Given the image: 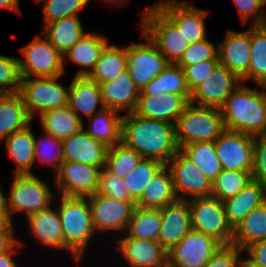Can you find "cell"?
<instances>
[{"mask_svg": "<svg viewBox=\"0 0 266 267\" xmlns=\"http://www.w3.org/2000/svg\"><path fill=\"white\" fill-rule=\"evenodd\" d=\"M63 141L64 161L103 168L108 147L90 136L84 128Z\"/></svg>", "mask_w": 266, "mask_h": 267, "instance_id": "24", "label": "cell"}, {"mask_svg": "<svg viewBox=\"0 0 266 267\" xmlns=\"http://www.w3.org/2000/svg\"><path fill=\"white\" fill-rule=\"evenodd\" d=\"M14 224V221L8 210L7 196L3 194L0 187V225Z\"/></svg>", "mask_w": 266, "mask_h": 267, "instance_id": "55", "label": "cell"}, {"mask_svg": "<svg viewBox=\"0 0 266 267\" xmlns=\"http://www.w3.org/2000/svg\"><path fill=\"white\" fill-rule=\"evenodd\" d=\"M179 151L211 182H213L223 170L217 157L214 142H196L180 147Z\"/></svg>", "mask_w": 266, "mask_h": 267, "instance_id": "38", "label": "cell"}, {"mask_svg": "<svg viewBox=\"0 0 266 267\" xmlns=\"http://www.w3.org/2000/svg\"><path fill=\"white\" fill-rule=\"evenodd\" d=\"M96 193L119 201L135 202L130 197L128 190L123 183V178L113 174L105 166L100 171L99 184Z\"/></svg>", "mask_w": 266, "mask_h": 267, "instance_id": "47", "label": "cell"}, {"mask_svg": "<svg viewBox=\"0 0 266 267\" xmlns=\"http://www.w3.org/2000/svg\"><path fill=\"white\" fill-rule=\"evenodd\" d=\"M221 246L215 238L192 229L167 252V264L204 267Z\"/></svg>", "mask_w": 266, "mask_h": 267, "instance_id": "11", "label": "cell"}, {"mask_svg": "<svg viewBox=\"0 0 266 267\" xmlns=\"http://www.w3.org/2000/svg\"><path fill=\"white\" fill-rule=\"evenodd\" d=\"M177 200L170 169L164 164L146 184L136 201V206L144 209H162Z\"/></svg>", "mask_w": 266, "mask_h": 267, "instance_id": "28", "label": "cell"}, {"mask_svg": "<svg viewBox=\"0 0 266 267\" xmlns=\"http://www.w3.org/2000/svg\"><path fill=\"white\" fill-rule=\"evenodd\" d=\"M7 198L8 210L12 217L23 213L27 218L40 210L54 205L55 194L49 185L34 174L14 175ZM53 204V205H52Z\"/></svg>", "mask_w": 266, "mask_h": 267, "instance_id": "7", "label": "cell"}, {"mask_svg": "<svg viewBox=\"0 0 266 267\" xmlns=\"http://www.w3.org/2000/svg\"><path fill=\"white\" fill-rule=\"evenodd\" d=\"M58 195L57 210L65 245L82 260L89 243L97 234L89 208L88 197Z\"/></svg>", "mask_w": 266, "mask_h": 267, "instance_id": "3", "label": "cell"}, {"mask_svg": "<svg viewBox=\"0 0 266 267\" xmlns=\"http://www.w3.org/2000/svg\"><path fill=\"white\" fill-rule=\"evenodd\" d=\"M57 77H26L21 79L18 94L30 117L34 120L48 110L62 108L68 105L69 86H63Z\"/></svg>", "mask_w": 266, "mask_h": 267, "instance_id": "6", "label": "cell"}, {"mask_svg": "<svg viewBox=\"0 0 266 267\" xmlns=\"http://www.w3.org/2000/svg\"><path fill=\"white\" fill-rule=\"evenodd\" d=\"M142 157L123 142L108 148L105 167L120 178L132 172Z\"/></svg>", "mask_w": 266, "mask_h": 267, "instance_id": "41", "label": "cell"}, {"mask_svg": "<svg viewBox=\"0 0 266 267\" xmlns=\"http://www.w3.org/2000/svg\"><path fill=\"white\" fill-rule=\"evenodd\" d=\"M68 106L81 120H83L81 114L90 118L102 110L104 104L99 84L89 77L73 76L70 82Z\"/></svg>", "mask_w": 266, "mask_h": 267, "instance_id": "26", "label": "cell"}, {"mask_svg": "<svg viewBox=\"0 0 266 267\" xmlns=\"http://www.w3.org/2000/svg\"><path fill=\"white\" fill-rule=\"evenodd\" d=\"M250 65L241 82L266 86V26L251 25Z\"/></svg>", "mask_w": 266, "mask_h": 267, "instance_id": "36", "label": "cell"}, {"mask_svg": "<svg viewBox=\"0 0 266 267\" xmlns=\"http://www.w3.org/2000/svg\"><path fill=\"white\" fill-rule=\"evenodd\" d=\"M161 227V209H144L135 206L125 236L157 240Z\"/></svg>", "mask_w": 266, "mask_h": 267, "instance_id": "39", "label": "cell"}, {"mask_svg": "<svg viewBox=\"0 0 266 267\" xmlns=\"http://www.w3.org/2000/svg\"><path fill=\"white\" fill-rule=\"evenodd\" d=\"M87 129L84 130L108 148L121 142L122 116L115 110L104 107L88 118Z\"/></svg>", "mask_w": 266, "mask_h": 267, "instance_id": "32", "label": "cell"}, {"mask_svg": "<svg viewBox=\"0 0 266 267\" xmlns=\"http://www.w3.org/2000/svg\"><path fill=\"white\" fill-rule=\"evenodd\" d=\"M192 229L188 201L177 200L161 209L158 241L167 252Z\"/></svg>", "mask_w": 266, "mask_h": 267, "instance_id": "22", "label": "cell"}, {"mask_svg": "<svg viewBox=\"0 0 266 267\" xmlns=\"http://www.w3.org/2000/svg\"><path fill=\"white\" fill-rule=\"evenodd\" d=\"M191 94L165 93L158 96H139L134 111L140 117L176 125L179 116L189 104Z\"/></svg>", "mask_w": 266, "mask_h": 267, "instance_id": "21", "label": "cell"}, {"mask_svg": "<svg viewBox=\"0 0 266 267\" xmlns=\"http://www.w3.org/2000/svg\"><path fill=\"white\" fill-rule=\"evenodd\" d=\"M29 230L37 242L41 246L55 248L56 250H66L70 253L69 256L75 263L81 260L65 245L62 226L58 215V210L55 207H48L47 209L40 210L34 214L29 215L27 218Z\"/></svg>", "mask_w": 266, "mask_h": 267, "instance_id": "20", "label": "cell"}, {"mask_svg": "<svg viewBox=\"0 0 266 267\" xmlns=\"http://www.w3.org/2000/svg\"><path fill=\"white\" fill-rule=\"evenodd\" d=\"M163 165L160 161L142 158L135 169L123 178V183L135 202L140 198L149 180Z\"/></svg>", "mask_w": 266, "mask_h": 267, "instance_id": "43", "label": "cell"}, {"mask_svg": "<svg viewBox=\"0 0 266 267\" xmlns=\"http://www.w3.org/2000/svg\"><path fill=\"white\" fill-rule=\"evenodd\" d=\"M24 246L21 238L19 243L10 251L0 254V267H18L17 261L14 260L15 255H18V251H21V247ZM14 256V257H13Z\"/></svg>", "mask_w": 266, "mask_h": 267, "instance_id": "54", "label": "cell"}, {"mask_svg": "<svg viewBox=\"0 0 266 267\" xmlns=\"http://www.w3.org/2000/svg\"><path fill=\"white\" fill-rule=\"evenodd\" d=\"M192 228L219 241L232 245L233 230L226 220L224 204L218 198L209 196L188 200Z\"/></svg>", "mask_w": 266, "mask_h": 267, "instance_id": "9", "label": "cell"}, {"mask_svg": "<svg viewBox=\"0 0 266 267\" xmlns=\"http://www.w3.org/2000/svg\"><path fill=\"white\" fill-rule=\"evenodd\" d=\"M252 180V172L222 170L212 182L211 196L222 202L234 197Z\"/></svg>", "mask_w": 266, "mask_h": 267, "instance_id": "42", "label": "cell"}, {"mask_svg": "<svg viewBox=\"0 0 266 267\" xmlns=\"http://www.w3.org/2000/svg\"><path fill=\"white\" fill-rule=\"evenodd\" d=\"M110 44L107 35L96 32L86 33L63 55V69L65 73V63L72 61L80 69L74 76L88 77L94 70L101 53Z\"/></svg>", "mask_w": 266, "mask_h": 267, "instance_id": "23", "label": "cell"}, {"mask_svg": "<svg viewBox=\"0 0 266 267\" xmlns=\"http://www.w3.org/2000/svg\"><path fill=\"white\" fill-rule=\"evenodd\" d=\"M42 132L53 135L57 139L64 140L80 131L84 123L69 108L65 106L48 110L39 115Z\"/></svg>", "mask_w": 266, "mask_h": 267, "instance_id": "33", "label": "cell"}, {"mask_svg": "<svg viewBox=\"0 0 266 267\" xmlns=\"http://www.w3.org/2000/svg\"><path fill=\"white\" fill-rule=\"evenodd\" d=\"M121 142L134 149L142 158L167 164L179 151L175 125L134 112L122 115Z\"/></svg>", "mask_w": 266, "mask_h": 267, "instance_id": "1", "label": "cell"}, {"mask_svg": "<svg viewBox=\"0 0 266 267\" xmlns=\"http://www.w3.org/2000/svg\"><path fill=\"white\" fill-rule=\"evenodd\" d=\"M241 252L237 246L222 245L204 267H239Z\"/></svg>", "mask_w": 266, "mask_h": 267, "instance_id": "51", "label": "cell"}, {"mask_svg": "<svg viewBox=\"0 0 266 267\" xmlns=\"http://www.w3.org/2000/svg\"><path fill=\"white\" fill-rule=\"evenodd\" d=\"M239 267H262V266L254 263L248 257L246 258V256H245L244 258H241Z\"/></svg>", "mask_w": 266, "mask_h": 267, "instance_id": "57", "label": "cell"}, {"mask_svg": "<svg viewBox=\"0 0 266 267\" xmlns=\"http://www.w3.org/2000/svg\"><path fill=\"white\" fill-rule=\"evenodd\" d=\"M104 107L126 114L135 111L140 90L130 76L128 70L119 74L114 80L99 83Z\"/></svg>", "mask_w": 266, "mask_h": 267, "instance_id": "25", "label": "cell"}, {"mask_svg": "<svg viewBox=\"0 0 266 267\" xmlns=\"http://www.w3.org/2000/svg\"><path fill=\"white\" fill-rule=\"evenodd\" d=\"M166 165L170 169L178 200L211 196L212 182L180 151Z\"/></svg>", "mask_w": 266, "mask_h": 267, "instance_id": "15", "label": "cell"}, {"mask_svg": "<svg viewBox=\"0 0 266 267\" xmlns=\"http://www.w3.org/2000/svg\"><path fill=\"white\" fill-rule=\"evenodd\" d=\"M252 180L266 187V134L254 136Z\"/></svg>", "mask_w": 266, "mask_h": 267, "instance_id": "50", "label": "cell"}, {"mask_svg": "<svg viewBox=\"0 0 266 267\" xmlns=\"http://www.w3.org/2000/svg\"><path fill=\"white\" fill-rule=\"evenodd\" d=\"M102 168L64 161L55 174L53 184L64 196L88 197L97 192Z\"/></svg>", "mask_w": 266, "mask_h": 267, "instance_id": "16", "label": "cell"}, {"mask_svg": "<svg viewBox=\"0 0 266 267\" xmlns=\"http://www.w3.org/2000/svg\"><path fill=\"white\" fill-rule=\"evenodd\" d=\"M14 224L0 225V254L10 252L18 243Z\"/></svg>", "mask_w": 266, "mask_h": 267, "instance_id": "52", "label": "cell"}, {"mask_svg": "<svg viewBox=\"0 0 266 267\" xmlns=\"http://www.w3.org/2000/svg\"><path fill=\"white\" fill-rule=\"evenodd\" d=\"M265 201L266 187L251 180L234 197L223 201L228 225L234 230L252 209Z\"/></svg>", "mask_w": 266, "mask_h": 267, "instance_id": "27", "label": "cell"}, {"mask_svg": "<svg viewBox=\"0 0 266 267\" xmlns=\"http://www.w3.org/2000/svg\"><path fill=\"white\" fill-rule=\"evenodd\" d=\"M42 33L63 56L88 32H85L79 16H68L46 24Z\"/></svg>", "mask_w": 266, "mask_h": 267, "instance_id": "30", "label": "cell"}, {"mask_svg": "<svg viewBox=\"0 0 266 267\" xmlns=\"http://www.w3.org/2000/svg\"><path fill=\"white\" fill-rule=\"evenodd\" d=\"M266 240V201L252 209L233 230L232 245L245 250L253 243Z\"/></svg>", "mask_w": 266, "mask_h": 267, "instance_id": "34", "label": "cell"}, {"mask_svg": "<svg viewBox=\"0 0 266 267\" xmlns=\"http://www.w3.org/2000/svg\"><path fill=\"white\" fill-rule=\"evenodd\" d=\"M31 125L33 124L14 132L2 141L15 164V169L12 170L14 175L33 174L31 170L34 166L35 142Z\"/></svg>", "mask_w": 266, "mask_h": 267, "instance_id": "29", "label": "cell"}, {"mask_svg": "<svg viewBox=\"0 0 266 267\" xmlns=\"http://www.w3.org/2000/svg\"><path fill=\"white\" fill-rule=\"evenodd\" d=\"M214 146L223 170L252 172L254 136L225 129Z\"/></svg>", "mask_w": 266, "mask_h": 267, "instance_id": "12", "label": "cell"}, {"mask_svg": "<svg viewBox=\"0 0 266 267\" xmlns=\"http://www.w3.org/2000/svg\"><path fill=\"white\" fill-rule=\"evenodd\" d=\"M126 70V46L109 44L101 53L94 70L88 77L99 84L114 80Z\"/></svg>", "mask_w": 266, "mask_h": 267, "instance_id": "37", "label": "cell"}, {"mask_svg": "<svg viewBox=\"0 0 266 267\" xmlns=\"http://www.w3.org/2000/svg\"><path fill=\"white\" fill-rule=\"evenodd\" d=\"M141 16L140 31L148 36L169 63H176L190 43L154 4L147 6Z\"/></svg>", "mask_w": 266, "mask_h": 267, "instance_id": "5", "label": "cell"}, {"mask_svg": "<svg viewBox=\"0 0 266 267\" xmlns=\"http://www.w3.org/2000/svg\"><path fill=\"white\" fill-rule=\"evenodd\" d=\"M207 60H219L218 46L208 38L190 44L176 64L184 69L186 66Z\"/></svg>", "mask_w": 266, "mask_h": 267, "instance_id": "46", "label": "cell"}, {"mask_svg": "<svg viewBox=\"0 0 266 267\" xmlns=\"http://www.w3.org/2000/svg\"><path fill=\"white\" fill-rule=\"evenodd\" d=\"M38 4L43 2V27L53 21L68 17L79 16L78 13L90 0H36Z\"/></svg>", "mask_w": 266, "mask_h": 267, "instance_id": "44", "label": "cell"}, {"mask_svg": "<svg viewBox=\"0 0 266 267\" xmlns=\"http://www.w3.org/2000/svg\"><path fill=\"white\" fill-rule=\"evenodd\" d=\"M241 83L220 108L224 128L252 136L266 134V86Z\"/></svg>", "mask_w": 266, "mask_h": 267, "instance_id": "2", "label": "cell"}, {"mask_svg": "<svg viewBox=\"0 0 266 267\" xmlns=\"http://www.w3.org/2000/svg\"><path fill=\"white\" fill-rule=\"evenodd\" d=\"M219 63V60H207L184 68L186 83L190 93L211 75Z\"/></svg>", "mask_w": 266, "mask_h": 267, "instance_id": "49", "label": "cell"}, {"mask_svg": "<svg viewBox=\"0 0 266 267\" xmlns=\"http://www.w3.org/2000/svg\"><path fill=\"white\" fill-rule=\"evenodd\" d=\"M241 23L250 21V25H263V0H233Z\"/></svg>", "mask_w": 266, "mask_h": 267, "instance_id": "48", "label": "cell"}, {"mask_svg": "<svg viewBox=\"0 0 266 267\" xmlns=\"http://www.w3.org/2000/svg\"><path fill=\"white\" fill-rule=\"evenodd\" d=\"M92 0H90L91 2ZM103 1H106V3H109L110 5H115L116 8L119 7L120 5L124 6L127 5L126 3H128L129 1L128 0H103Z\"/></svg>", "mask_w": 266, "mask_h": 267, "instance_id": "58", "label": "cell"}, {"mask_svg": "<svg viewBox=\"0 0 266 267\" xmlns=\"http://www.w3.org/2000/svg\"><path fill=\"white\" fill-rule=\"evenodd\" d=\"M246 251V257L256 264L266 267V240H262L248 246Z\"/></svg>", "mask_w": 266, "mask_h": 267, "instance_id": "53", "label": "cell"}, {"mask_svg": "<svg viewBox=\"0 0 266 267\" xmlns=\"http://www.w3.org/2000/svg\"><path fill=\"white\" fill-rule=\"evenodd\" d=\"M266 6V0H263V8ZM263 25L266 26V12H263Z\"/></svg>", "mask_w": 266, "mask_h": 267, "instance_id": "59", "label": "cell"}, {"mask_svg": "<svg viewBox=\"0 0 266 267\" xmlns=\"http://www.w3.org/2000/svg\"><path fill=\"white\" fill-rule=\"evenodd\" d=\"M21 79L19 58L0 55V95L17 94Z\"/></svg>", "mask_w": 266, "mask_h": 267, "instance_id": "45", "label": "cell"}, {"mask_svg": "<svg viewBox=\"0 0 266 267\" xmlns=\"http://www.w3.org/2000/svg\"><path fill=\"white\" fill-rule=\"evenodd\" d=\"M43 35V36H42ZM37 35L27 45L20 48L25 57L19 58L20 74L26 77H57L63 76V56L42 33Z\"/></svg>", "mask_w": 266, "mask_h": 267, "instance_id": "8", "label": "cell"}, {"mask_svg": "<svg viewBox=\"0 0 266 267\" xmlns=\"http://www.w3.org/2000/svg\"><path fill=\"white\" fill-rule=\"evenodd\" d=\"M241 83L234 73L219 63L211 75L191 92L189 103L220 109Z\"/></svg>", "mask_w": 266, "mask_h": 267, "instance_id": "17", "label": "cell"}, {"mask_svg": "<svg viewBox=\"0 0 266 267\" xmlns=\"http://www.w3.org/2000/svg\"><path fill=\"white\" fill-rule=\"evenodd\" d=\"M43 134L40 138H36L34 135V165L36 160H38L40 164L49 165L53 169L52 171L55 175L60 170V167L64 162L63 141L45 132H43Z\"/></svg>", "mask_w": 266, "mask_h": 267, "instance_id": "40", "label": "cell"}, {"mask_svg": "<svg viewBox=\"0 0 266 267\" xmlns=\"http://www.w3.org/2000/svg\"><path fill=\"white\" fill-rule=\"evenodd\" d=\"M94 228L99 233L126 232L136 202H124L95 193L88 196Z\"/></svg>", "mask_w": 266, "mask_h": 267, "instance_id": "13", "label": "cell"}, {"mask_svg": "<svg viewBox=\"0 0 266 267\" xmlns=\"http://www.w3.org/2000/svg\"><path fill=\"white\" fill-rule=\"evenodd\" d=\"M217 46L220 64L241 80L250 65L251 25L246 31L227 30L224 40Z\"/></svg>", "mask_w": 266, "mask_h": 267, "instance_id": "18", "label": "cell"}, {"mask_svg": "<svg viewBox=\"0 0 266 267\" xmlns=\"http://www.w3.org/2000/svg\"><path fill=\"white\" fill-rule=\"evenodd\" d=\"M154 5L179 29L190 44L208 38L205 19L209 11L196 8L187 0H162Z\"/></svg>", "mask_w": 266, "mask_h": 267, "instance_id": "14", "label": "cell"}, {"mask_svg": "<svg viewBox=\"0 0 266 267\" xmlns=\"http://www.w3.org/2000/svg\"><path fill=\"white\" fill-rule=\"evenodd\" d=\"M32 121L18 93L0 95V143L14 132L26 128Z\"/></svg>", "mask_w": 266, "mask_h": 267, "instance_id": "31", "label": "cell"}, {"mask_svg": "<svg viewBox=\"0 0 266 267\" xmlns=\"http://www.w3.org/2000/svg\"><path fill=\"white\" fill-rule=\"evenodd\" d=\"M116 243L121 259L129 267H164L167 264V251L157 240L129 238L123 234Z\"/></svg>", "mask_w": 266, "mask_h": 267, "instance_id": "19", "label": "cell"}, {"mask_svg": "<svg viewBox=\"0 0 266 267\" xmlns=\"http://www.w3.org/2000/svg\"><path fill=\"white\" fill-rule=\"evenodd\" d=\"M225 130L218 108L189 103L175 125L178 148L196 142H214Z\"/></svg>", "mask_w": 266, "mask_h": 267, "instance_id": "4", "label": "cell"}, {"mask_svg": "<svg viewBox=\"0 0 266 267\" xmlns=\"http://www.w3.org/2000/svg\"><path fill=\"white\" fill-rule=\"evenodd\" d=\"M146 43H132L126 46L127 70L136 87L142 89L169 64L155 44L141 31Z\"/></svg>", "mask_w": 266, "mask_h": 267, "instance_id": "10", "label": "cell"}, {"mask_svg": "<svg viewBox=\"0 0 266 267\" xmlns=\"http://www.w3.org/2000/svg\"><path fill=\"white\" fill-rule=\"evenodd\" d=\"M19 1L20 0H0V9H9L18 15H22Z\"/></svg>", "mask_w": 266, "mask_h": 267, "instance_id": "56", "label": "cell"}, {"mask_svg": "<svg viewBox=\"0 0 266 267\" xmlns=\"http://www.w3.org/2000/svg\"><path fill=\"white\" fill-rule=\"evenodd\" d=\"M165 93L191 94L186 83L184 69L176 63H169L142 89L140 96H158Z\"/></svg>", "mask_w": 266, "mask_h": 267, "instance_id": "35", "label": "cell"}]
</instances>
